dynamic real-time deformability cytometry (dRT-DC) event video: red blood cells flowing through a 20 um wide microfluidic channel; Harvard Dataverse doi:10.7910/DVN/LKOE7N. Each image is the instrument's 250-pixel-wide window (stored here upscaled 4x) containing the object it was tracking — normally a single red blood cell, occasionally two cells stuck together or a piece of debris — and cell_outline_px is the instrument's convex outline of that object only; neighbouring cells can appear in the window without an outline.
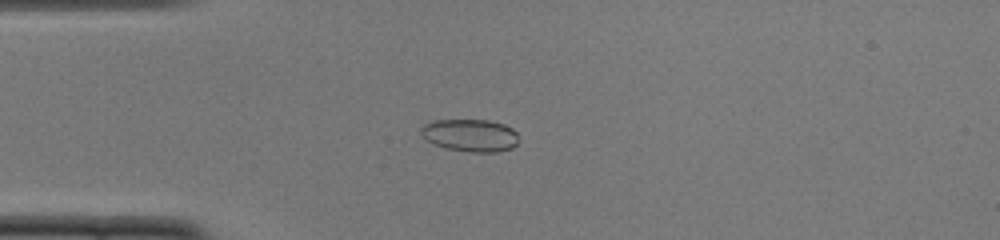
{"species": "common noctule bat (a hibernating species)", "species_latin": "Nyctalus noctula", "temperature_condition": "cold", "stored_images_in_passage": 52, "camera_frame_rate_fps": 3000, "um_per_image_px": 0.085, "animal": {"sex": "female", "body_mass_g": 22.0, "forearm_length_mm": 56.7}, "frame": {"image": 1, "passage_image": 14, "time_ms": 4.333, "image_size_px": [1000, 240], "cell_outline_px": [[516, 144], [512, 148], [496, 152], [468, 152], [448, 148], [436, 144], [428, 140], [420, 132], [420, 128], [424, 124], [432, 120], [488, 120], [504, 124], [512, 128], [516, 132]], "centroid_in_image_um": [39.97, 11.49], "position_along_channel_um": 45.0, "area_um2": 18.32}}
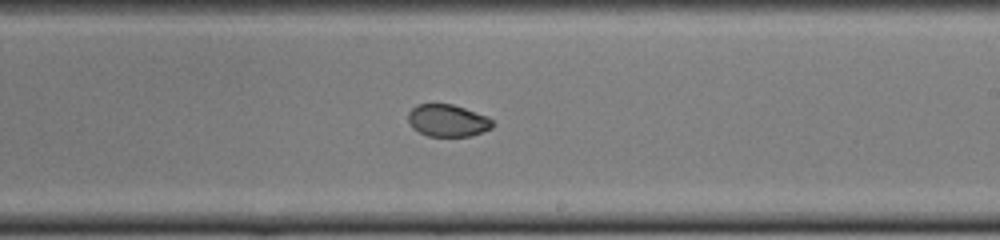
{"frame": {"image": 2, "passage_image": 31, "time_ms": 10.0, "image_size_px": [1000, 240], "cell_outline_px": [[496, 124], [492, 128], [472, 136], [428, 136], [412, 128], [408, 120], [408, 112], [416, 104], [452, 104], [488, 116]], "centroid_in_image_um": [38.07, 10.25], "position_along_channel_um": 250.9, "area_um2": 15.95}}
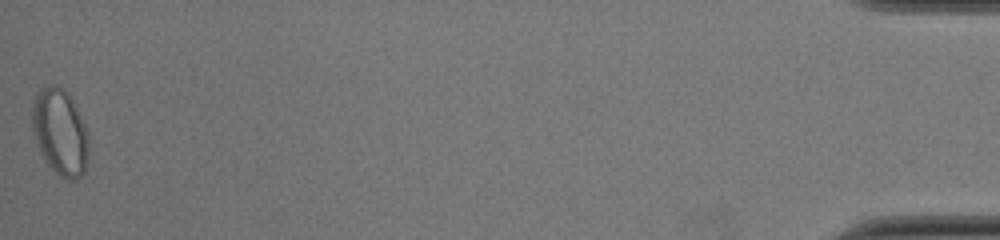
{"frame": {"image": 3, "passage_image": 52, "time_ms": 17.0, "image_size_px": [1000, 240], "cell_outline_px": [[88, 156], [84, 172], [76, 180], [68, 180], [60, 176], [44, 160], [36, 144], [32, 128], [32, 100], [36, 92], [44, 84], [56, 84], [68, 92], [88, 132]], "centroid_in_image_um": [5.08, 11.19], "position_along_channel_um": 430.1, "area_um2": 28.78}, "authors_computed_cell_mechanics": {"area_um2": 18.1203, "velocity_mm_per_s": 3.9169, "shape_relaxation_time_tau1_ms": null, "shape_relaxation_time_tau2_ms": 1.0061, "deformation_change_tau1": null, "deformation_change_tau2": 0.035}}